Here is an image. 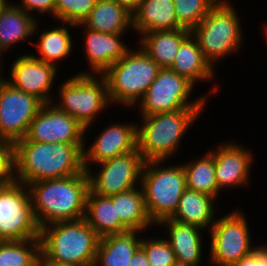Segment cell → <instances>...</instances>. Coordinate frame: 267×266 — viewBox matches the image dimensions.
I'll return each mask as SVG.
<instances>
[{"mask_svg":"<svg viewBox=\"0 0 267 266\" xmlns=\"http://www.w3.org/2000/svg\"><path fill=\"white\" fill-rule=\"evenodd\" d=\"M16 5L32 16V12L42 16L50 14L55 19V0H20Z\"/></svg>","mask_w":267,"mask_h":266,"instance_id":"36","label":"cell"},{"mask_svg":"<svg viewBox=\"0 0 267 266\" xmlns=\"http://www.w3.org/2000/svg\"><path fill=\"white\" fill-rule=\"evenodd\" d=\"M219 86L211 88L209 95L203 94L191 101V92H194L195 85L170 68H161L138 102V110L141 116H150L181 109H204L209 97L219 91Z\"/></svg>","mask_w":267,"mask_h":266,"instance_id":"9","label":"cell"},{"mask_svg":"<svg viewBox=\"0 0 267 266\" xmlns=\"http://www.w3.org/2000/svg\"><path fill=\"white\" fill-rule=\"evenodd\" d=\"M141 247L148 257L150 266H171L176 256L171 245L165 238L142 237Z\"/></svg>","mask_w":267,"mask_h":266,"instance_id":"34","label":"cell"},{"mask_svg":"<svg viewBox=\"0 0 267 266\" xmlns=\"http://www.w3.org/2000/svg\"><path fill=\"white\" fill-rule=\"evenodd\" d=\"M216 202L215 197L187 188L181 195L178 207L170 219L209 231L216 221L215 216L218 211L215 209Z\"/></svg>","mask_w":267,"mask_h":266,"instance_id":"22","label":"cell"},{"mask_svg":"<svg viewBox=\"0 0 267 266\" xmlns=\"http://www.w3.org/2000/svg\"><path fill=\"white\" fill-rule=\"evenodd\" d=\"M171 266H189V265H186V264H184V263H181V262L176 261V262L173 263Z\"/></svg>","mask_w":267,"mask_h":266,"instance_id":"44","label":"cell"},{"mask_svg":"<svg viewBox=\"0 0 267 266\" xmlns=\"http://www.w3.org/2000/svg\"><path fill=\"white\" fill-rule=\"evenodd\" d=\"M233 266H267V244L253 247L251 253L241 258Z\"/></svg>","mask_w":267,"mask_h":266,"instance_id":"37","label":"cell"},{"mask_svg":"<svg viewBox=\"0 0 267 266\" xmlns=\"http://www.w3.org/2000/svg\"><path fill=\"white\" fill-rule=\"evenodd\" d=\"M40 253V238L0 241V266H30Z\"/></svg>","mask_w":267,"mask_h":266,"instance_id":"31","label":"cell"},{"mask_svg":"<svg viewBox=\"0 0 267 266\" xmlns=\"http://www.w3.org/2000/svg\"><path fill=\"white\" fill-rule=\"evenodd\" d=\"M117 3L126 7L131 13H133L141 3L142 0H114Z\"/></svg>","mask_w":267,"mask_h":266,"instance_id":"39","label":"cell"},{"mask_svg":"<svg viewBox=\"0 0 267 266\" xmlns=\"http://www.w3.org/2000/svg\"><path fill=\"white\" fill-rule=\"evenodd\" d=\"M82 24L94 31L125 34L133 30V15L114 0H98Z\"/></svg>","mask_w":267,"mask_h":266,"instance_id":"23","label":"cell"},{"mask_svg":"<svg viewBox=\"0 0 267 266\" xmlns=\"http://www.w3.org/2000/svg\"><path fill=\"white\" fill-rule=\"evenodd\" d=\"M116 204L117 216L128 231L145 232L154 227L146 206L141 185L109 196Z\"/></svg>","mask_w":267,"mask_h":266,"instance_id":"28","label":"cell"},{"mask_svg":"<svg viewBox=\"0 0 267 266\" xmlns=\"http://www.w3.org/2000/svg\"><path fill=\"white\" fill-rule=\"evenodd\" d=\"M132 15L136 34L183 28L177 21L173 0H142Z\"/></svg>","mask_w":267,"mask_h":266,"instance_id":"21","label":"cell"},{"mask_svg":"<svg viewBox=\"0 0 267 266\" xmlns=\"http://www.w3.org/2000/svg\"><path fill=\"white\" fill-rule=\"evenodd\" d=\"M40 240L41 253L55 263L93 266L100 237L83 218L42 227Z\"/></svg>","mask_w":267,"mask_h":266,"instance_id":"4","label":"cell"},{"mask_svg":"<svg viewBox=\"0 0 267 266\" xmlns=\"http://www.w3.org/2000/svg\"><path fill=\"white\" fill-rule=\"evenodd\" d=\"M10 2V0H0V11H2L6 6L7 4Z\"/></svg>","mask_w":267,"mask_h":266,"instance_id":"42","label":"cell"},{"mask_svg":"<svg viewBox=\"0 0 267 266\" xmlns=\"http://www.w3.org/2000/svg\"><path fill=\"white\" fill-rule=\"evenodd\" d=\"M168 234L166 240L173 249L176 260L189 266H200L203 255V230L189 224L166 219L157 224Z\"/></svg>","mask_w":267,"mask_h":266,"instance_id":"19","label":"cell"},{"mask_svg":"<svg viewBox=\"0 0 267 266\" xmlns=\"http://www.w3.org/2000/svg\"><path fill=\"white\" fill-rule=\"evenodd\" d=\"M230 140L220 143L215 150L209 151L214 156L215 177L218 185V196L221 189H236L250 184V171L254 153L249 148L241 146L238 142ZM236 187V188H235Z\"/></svg>","mask_w":267,"mask_h":266,"instance_id":"16","label":"cell"},{"mask_svg":"<svg viewBox=\"0 0 267 266\" xmlns=\"http://www.w3.org/2000/svg\"><path fill=\"white\" fill-rule=\"evenodd\" d=\"M90 146L84 147V168L126 154L137 148V123H111L94 138ZM92 164V165H91Z\"/></svg>","mask_w":267,"mask_h":266,"instance_id":"17","label":"cell"},{"mask_svg":"<svg viewBox=\"0 0 267 266\" xmlns=\"http://www.w3.org/2000/svg\"><path fill=\"white\" fill-rule=\"evenodd\" d=\"M239 209L217 219L210 228L209 261L212 266H233L252 252L248 220Z\"/></svg>","mask_w":267,"mask_h":266,"instance_id":"11","label":"cell"},{"mask_svg":"<svg viewBox=\"0 0 267 266\" xmlns=\"http://www.w3.org/2000/svg\"><path fill=\"white\" fill-rule=\"evenodd\" d=\"M98 0H55V20L74 25L81 24Z\"/></svg>","mask_w":267,"mask_h":266,"instance_id":"33","label":"cell"},{"mask_svg":"<svg viewBox=\"0 0 267 266\" xmlns=\"http://www.w3.org/2000/svg\"><path fill=\"white\" fill-rule=\"evenodd\" d=\"M141 233L144 232L127 231L100 238L93 266H130L134 253L141 246Z\"/></svg>","mask_w":267,"mask_h":266,"instance_id":"24","label":"cell"},{"mask_svg":"<svg viewBox=\"0 0 267 266\" xmlns=\"http://www.w3.org/2000/svg\"><path fill=\"white\" fill-rule=\"evenodd\" d=\"M192 159L182 164L186 173L187 188L219 199L213 154L208 150L198 160Z\"/></svg>","mask_w":267,"mask_h":266,"instance_id":"30","label":"cell"},{"mask_svg":"<svg viewBox=\"0 0 267 266\" xmlns=\"http://www.w3.org/2000/svg\"><path fill=\"white\" fill-rule=\"evenodd\" d=\"M191 34L185 28L154 31L140 35V47L160 68H170L181 43Z\"/></svg>","mask_w":267,"mask_h":266,"instance_id":"25","label":"cell"},{"mask_svg":"<svg viewBox=\"0 0 267 266\" xmlns=\"http://www.w3.org/2000/svg\"><path fill=\"white\" fill-rule=\"evenodd\" d=\"M27 187L40 229L52 223L76 221L85 217L89 190L86 170L66 178L33 182Z\"/></svg>","mask_w":267,"mask_h":266,"instance_id":"2","label":"cell"},{"mask_svg":"<svg viewBox=\"0 0 267 266\" xmlns=\"http://www.w3.org/2000/svg\"><path fill=\"white\" fill-rule=\"evenodd\" d=\"M203 112L204 109H181L140 116L143 121L137 124V149L143 160H167L174 156L181 148V139Z\"/></svg>","mask_w":267,"mask_h":266,"instance_id":"3","label":"cell"},{"mask_svg":"<svg viewBox=\"0 0 267 266\" xmlns=\"http://www.w3.org/2000/svg\"><path fill=\"white\" fill-rule=\"evenodd\" d=\"M84 147L85 144L17 141L14 180L28 185L83 173Z\"/></svg>","mask_w":267,"mask_h":266,"instance_id":"1","label":"cell"},{"mask_svg":"<svg viewBox=\"0 0 267 266\" xmlns=\"http://www.w3.org/2000/svg\"><path fill=\"white\" fill-rule=\"evenodd\" d=\"M41 266H71V265H64L60 263H55L49 259H47L42 253H41Z\"/></svg>","mask_w":267,"mask_h":266,"instance_id":"40","label":"cell"},{"mask_svg":"<svg viewBox=\"0 0 267 266\" xmlns=\"http://www.w3.org/2000/svg\"><path fill=\"white\" fill-rule=\"evenodd\" d=\"M30 266H41V253H40L38 259Z\"/></svg>","mask_w":267,"mask_h":266,"instance_id":"43","label":"cell"},{"mask_svg":"<svg viewBox=\"0 0 267 266\" xmlns=\"http://www.w3.org/2000/svg\"><path fill=\"white\" fill-rule=\"evenodd\" d=\"M85 128L72 116L59 110L53 103L39 109L25 138L19 141L85 144Z\"/></svg>","mask_w":267,"mask_h":266,"instance_id":"14","label":"cell"},{"mask_svg":"<svg viewBox=\"0 0 267 266\" xmlns=\"http://www.w3.org/2000/svg\"><path fill=\"white\" fill-rule=\"evenodd\" d=\"M166 162L145 161L141 172L145 206L154 226L174 215L181 195L187 189L182 164L165 166Z\"/></svg>","mask_w":267,"mask_h":266,"instance_id":"6","label":"cell"},{"mask_svg":"<svg viewBox=\"0 0 267 266\" xmlns=\"http://www.w3.org/2000/svg\"><path fill=\"white\" fill-rule=\"evenodd\" d=\"M220 0H173L178 23L192 31Z\"/></svg>","mask_w":267,"mask_h":266,"instance_id":"32","label":"cell"},{"mask_svg":"<svg viewBox=\"0 0 267 266\" xmlns=\"http://www.w3.org/2000/svg\"><path fill=\"white\" fill-rule=\"evenodd\" d=\"M60 85L57 98L60 101L52 103L76 119L85 128L87 135L96 116L111 106L106 79L102 75L74 74Z\"/></svg>","mask_w":267,"mask_h":266,"instance_id":"8","label":"cell"},{"mask_svg":"<svg viewBox=\"0 0 267 266\" xmlns=\"http://www.w3.org/2000/svg\"><path fill=\"white\" fill-rule=\"evenodd\" d=\"M39 21L11 1L0 11V55L35 37ZM29 39V40H27ZM17 43V44H16Z\"/></svg>","mask_w":267,"mask_h":266,"instance_id":"20","label":"cell"},{"mask_svg":"<svg viewBox=\"0 0 267 266\" xmlns=\"http://www.w3.org/2000/svg\"><path fill=\"white\" fill-rule=\"evenodd\" d=\"M44 103L4 79L0 82V137L15 144L26 137L30 122Z\"/></svg>","mask_w":267,"mask_h":266,"instance_id":"13","label":"cell"},{"mask_svg":"<svg viewBox=\"0 0 267 266\" xmlns=\"http://www.w3.org/2000/svg\"><path fill=\"white\" fill-rule=\"evenodd\" d=\"M66 25V26H65ZM76 29V25L70 23H63V26L59 24L51 29L41 30V34L38 38V43L34 44L38 49V55L32 54L42 62L52 64L55 67H59L57 61L63 60L71 55L73 51L72 36L70 34L69 27ZM57 64V65H56Z\"/></svg>","mask_w":267,"mask_h":266,"instance_id":"29","label":"cell"},{"mask_svg":"<svg viewBox=\"0 0 267 266\" xmlns=\"http://www.w3.org/2000/svg\"><path fill=\"white\" fill-rule=\"evenodd\" d=\"M160 69L140 46L137 50L129 49L102 74L107 82L110 103L136 107Z\"/></svg>","mask_w":267,"mask_h":266,"instance_id":"5","label":"cell"},{"mask_svg":"<svg viewBox=\"0 0 267 266\" xmlns=\"http://www.w3.org/2000/svg\"><path fill=\"white\" fill-rule=\"evenodd\" d=\"M14 180V144L0 137V184Z\"/></svg>","mask_w":267,"mask_h":266,"instance_id":"35","label":"cell"},{"mask_svg":"<svg viewBox=\"0 0 267 266\" xmlns=\"http://www.w3.org/2000/svg\"><path fill=\"white\" fill-rule=\"evenodd\" d=\"M264 26H265V27H264ZM264 26H263V28H264V29H263V32H264V34H265V35H264V36H265V39H266L265 41H266V43H267V23H266ZM264 30H265V31H264Z\"/></svg>","mask_w":267,"mask_h":266,"instance_id":"45","label":"cell"},{"mask_svg":"<svg viewBox=\"0 0 267 266\" xmlns=\"http://www.w3.org/2000/svg\"><path fill=\"white\" fill-rule=\"evenodd\" d=\"M144 162L136 148L126 154L94 164L100 168L95 171L96 174L92 172V168L87 170L89 188L98 195L112 196L138 187Z\"/></svg>","mask_w":267,"mask_h":266,"instance_id":"12","label":"cell"},{"mask_svg":"<svg viewBox=\"0 0 267 266\" xmlns=\"http://www.w3.org/2000/svg\"><path fill=\"white\" fill-rule=\"evenodd\" d=\"M30 192L26 184L11 180L0 184V241L40 238Z\"/></svg>","mask_w":267,"mask_h":266,"instance_id":"10","label":"cell"},{"mask_svg":"<svg viewBox=\"0 0 267 266\" xmlns=\"http://www.w3.org/2000/svg\"><path fill=\"white\" fill-rule=\"evenodd\" d=\"M170 69L194 85L198 82H209L216 75L215 69L204 58L199 43L192 33L181 43Z\"/></svg>","mask_w":267,"mask_h":266,"instance_id":"26","label":"cell"},{"mask_svg":"<svg viewBox=\"0 0 267 266\" xmlns=\"http://www.w3.org/2000/svg\"><path fill=\"white\" fill-rule=\"evenodd\" d=\"M10 67V78L6 77L4 80L11 86L36 96L44 104L54 101L51 92L55 87L53 84L56 83L54 81L57 78V67L42 62L29 53L18 56Z\"/></svg>","mask_w":267,"mask_h":266,"instance_id":"15","label":"cell"},{"mask_svg":"<svg viewBox=\"0 0 267 266\" xmlns=\"http://www.w3.org/2000/svg\"><path fill=\"white\" fill-rule=\"evenodd\" d=\"M2 56L0 55V82L4 79V75H2V74H4V72L2 71V69H3V66H4V64H2L3 62H2ZM1 72H3V73H1Z\"/></svg>","mask_w":267,"mask_h":266,"instance_id":"41","label":"cell"},{"mask_svg":"<svg viewBox=\"0 0 267 266\" xmlns=\"http://www.w3.org/2000/svg\"><path fill=\"white\" fill-rule=\"evenodd\" d=\"M238 15L229 0H220L207 14L206 19L191 31L204 58L215 69L217 61L237 53L243 44L244 33Z\"/></svg>","mask_w":267,"mask_h":266,"instance_id":"7","label":"cell"},{"mask_svg":"<svg viewBox=\"0 0 267 266\" xmlns=\"http://www.w3.org/2000/svg\"><path fill=\"white\" fill-rule=\"evenodd\" d=\"M84 219L100 238L128 231L117 216L116 204L111 198L98 195L90 188L86 196Z\"/></svg>","mask_w":267,"mask_h":266,"instance_id":"27","label":"cell"},{"mask_svg":"<svg viewBox=\"0 0 267 266\" xmlns=\"http://www.w3.org/2000/svg\"><path fill=\"white\" fill-rule=\"evenodd\" d=\"M130 266H150L148 257L141 246L134 253Z\"/></svg>","mask_w":267,"mask_h":266,"instance_id":"38","label":"cell"},{"mask_svg":"<svg viewBox=\"0 0 267 266\" xmlns=\"http://www.w3.org/2000/svg\"><path fill=\"white\" fill-rule=\"evenodd\" d=\"M83 26L84 50L90 71H81L79 75H102L113 63L119 61L126 52L131 49L124 41H121L122 35L109 34L94 31L86 28L82 23L76 25V28ZM91 72V73H90Z\"/></svg>","mask_w":267,"mask_h":266,"instance_id":"18","label":"cell"}]
</instances>
